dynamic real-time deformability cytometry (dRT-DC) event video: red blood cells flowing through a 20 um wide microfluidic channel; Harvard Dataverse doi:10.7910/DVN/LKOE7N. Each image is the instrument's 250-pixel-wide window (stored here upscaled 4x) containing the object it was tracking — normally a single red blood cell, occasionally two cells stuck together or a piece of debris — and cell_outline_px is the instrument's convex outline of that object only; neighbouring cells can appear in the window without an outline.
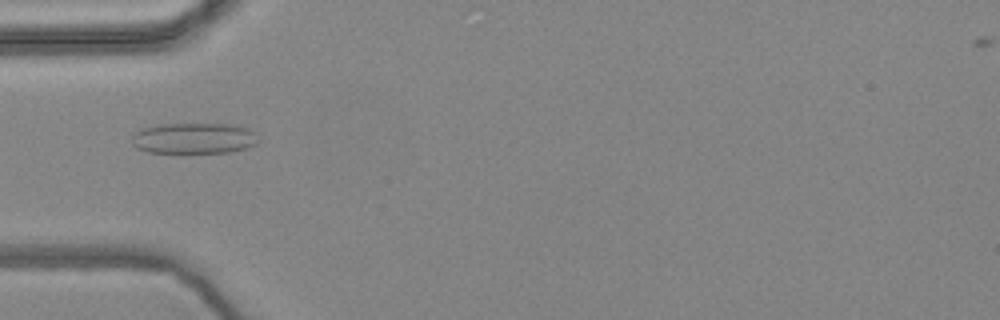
{"species": "common noctule bat (a hibernating species)", "species_latin": "Nyctalus noctula", "temperature_condition": "warm", "stored_images_in_passage": 56, "camera_frame_rate_fps": 3000, "um_per_image_px": 0.085, "animal": {"sex": "female", "body_mass_g": 24.6, "forearm_length_mm": 56.2}, "frame": {"image": 1, "passage_image": 18, "time_ms": 5.667, "image_size_px": [1000, 320], "cell_outline_px": [[260, 140], [256, 144], [248, 148], [228, 152], [148, 152], [136, 148], [132, 144], [132, 132], [140, 128], [160, 124], [228, 124], [248, 128]], "centroid_in_image_um": [16.44, 11.75], "position_along_channel_um": 68.6, "area_um2": 22.83}}
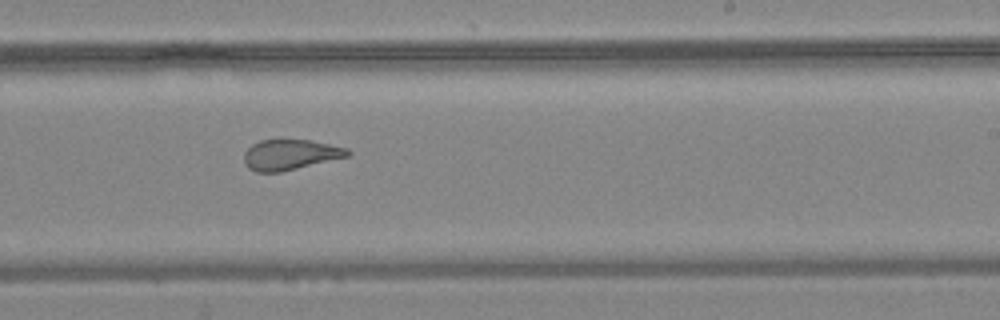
{"frame": {"image": 2, "passage_image": 34, "time_ms": 11.0, "image_size_px": [1000, 320], "cell_outline_px": [[352, 152], [348, 156], [280, 172], [256, 172], [248, 168], [244, 160], [244, 152], [252, 144], [260, 140], [312, 140], [348, 148]], "centroid_in_image_um": [24.66, 13.14], "position_along_channel_um": 264.3, "area_um2": 18.26}}
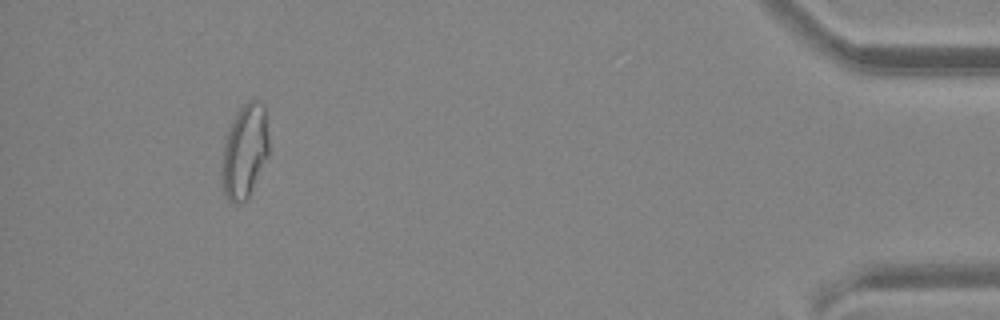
{"frame": {"image": 3, "passage_image": 52, "time_ms": 17.0, "image_size_px": [1000, 320], "cell_outline_px": [[268, 156], [248, 196], [240, 204], [228, 200], [224, 192], [224, 136], [236, 112], [248, 100], [256, 100], [264, 104], [268, 140]], "centroid_in_image_um": [20.82, 12.79], "position_along_channel_um": 414.4, "area_um2": 25.03}, "authors_computed_cell_mechanics": {"area_um2": 22.8599, "velocity_mm_per_s": 3.657, "shape_relaxation_time_tau1_ms": null, "shape_relaxation_time_tau2_ms": 0.9416, "deformation_change_tau1": null, "deformation_change_tau2": 0.0823}}